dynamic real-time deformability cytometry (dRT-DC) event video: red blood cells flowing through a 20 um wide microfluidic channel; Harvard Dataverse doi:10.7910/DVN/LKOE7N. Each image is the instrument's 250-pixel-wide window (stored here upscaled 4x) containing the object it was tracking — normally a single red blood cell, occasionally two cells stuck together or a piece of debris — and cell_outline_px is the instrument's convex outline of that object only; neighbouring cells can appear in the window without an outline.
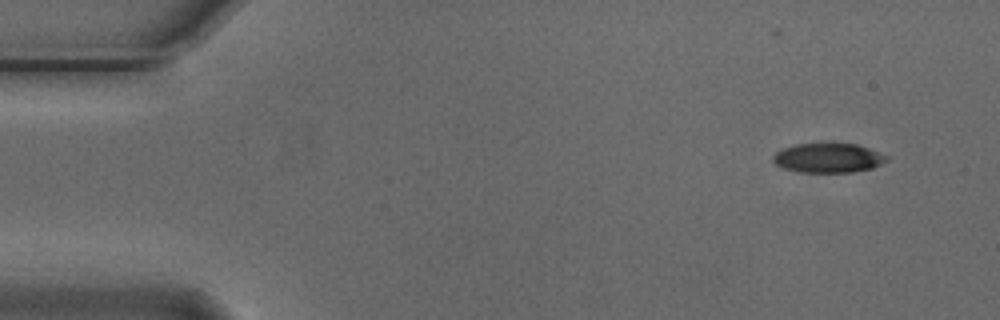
{"species": "Egyptian fruit bat (a non-hibernating species)", "species_latin": "Rousettus aegyptiacus", "temperature_condition": "cold", "stored_images_in_passage": 4, "camera_frame_rate_fps": 3000, "um_per_image_px": 0.085, "animal": {"sex": "male"}, "frame": {"image": 1, "passage_image": 1, "time_ms": 0.0, "image_size_px": [1000, 320], "cell_outline_px": [[888, 160], [872, 168], [852, 172], [800, 172], [784, 168], [776, 164], [772, 160], [772, 156], [776, 152], [784, 148], [796, 144], [856, 144], [868, 148], [888, 156]], "centroid_in_image_um": [70.39, 13.43], "position_along_channel_um": 14.6, "area_um2": 19.25}}
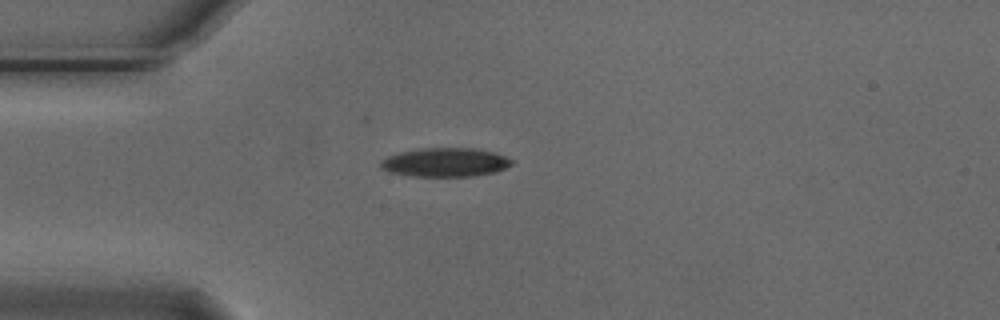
{"frame": {"image": 2, "passage_image": 4, "time_ms": 1.0, "image_size_px": [1000, 320], "cell_outline_px": [[512, 164], [496, 172], [476, 176], [412, 176], [388, 172], [380, 168], [380, 160], [388, 156], [400, 152], [424, 148], [472, 148], [492, 152], [504, 156], [512, 160]], "centroid_in_image_um": [37.81, 13.8], "position_along_channel_um": 47.2, "area_um2": 21.96}}